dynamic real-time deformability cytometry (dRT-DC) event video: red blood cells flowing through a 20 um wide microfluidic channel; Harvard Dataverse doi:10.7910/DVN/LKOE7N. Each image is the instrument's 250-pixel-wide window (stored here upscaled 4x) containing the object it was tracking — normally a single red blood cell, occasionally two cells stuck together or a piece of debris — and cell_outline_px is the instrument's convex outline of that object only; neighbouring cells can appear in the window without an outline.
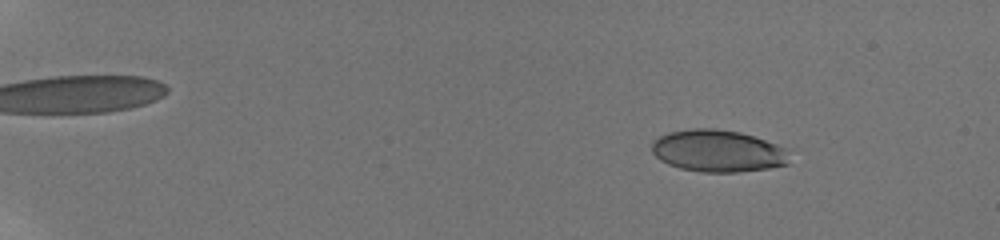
{"species": "human", "species_latin": "Homo sapiens", "temperature_condition": "room temperature", "stored_images_in_passage": 57, "camera_frame_rate_fps": 3000, "um_per_image_px": 0.085, "donor": {"sex": "male"}, "frame": {"image": 1, "passage_image": 9, "time_ms": 2.667, "image_size_px": [1000, 240], "cell_outline_px": [[792, 148], [788, 164], [768, 168], [736, 172], [704, 172], [680, 168], [668, 164], [660, 160], [652, 152], [652, 144], [660, 136], [668, 132], [692, 128], [716, 128], [740, 132]], "centroid_in_image_um": [61.09, 12.82], "position_along_channel_um": 23.9, "area_um2": 34.1}}
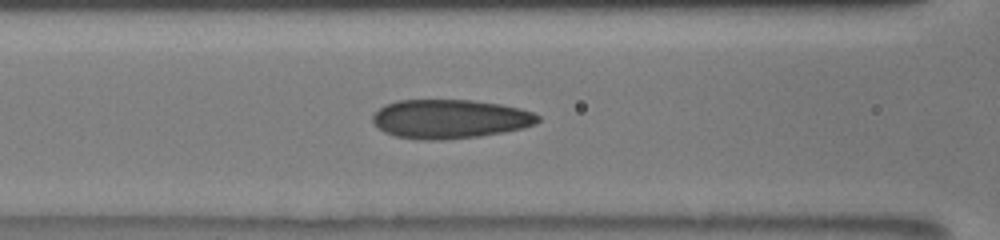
{"frame": {"image": 2, "passage_image": 29, "time_ms": 9.333, "image_size_px": [1000, 240], "cell_outline_px": [[540, 120], [536, 124], [524, 128], [504, 132], [480, 136], [444, 140], [424, 140], [396, 136], [384, 132], [372, 120], [372, 116], [384, 104], [396, 100], [472, 100], [500, 104], [520, 108], [532, 112], [540, 116]], "centroid_in_image_um": [38.27, 10.11], "position_along_channel_um": 128.3, "area_um2": 37.69}}
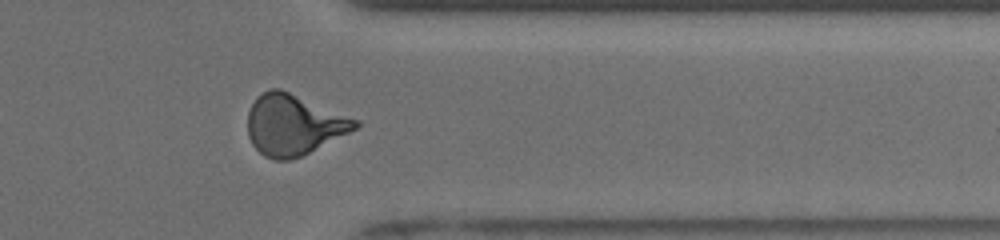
{"frame": {"image": 3, "passage_image": 49, "time_ms": 16.0, "image_size_px": [1000, 240], "cell_outline_px": [[360, 124], [356, 128], [300, 156], [288, 160], [276, 160], [264, 156], [252, 144], [248, 136], [248, 112], [256, 96], [268, 88], [280, 88], [360, 120]], "centroid_in_image_um": [24.92, 10.58], "position_along_channel_um": 386.5, "area_um2": 37.69}, "authors_computed_cell_mechanics": {"area_um2": 35.7204, "velocity_mm_per_s": 3.8971, "shape_relaxation_time_tau1_ms": 5.4388, "shape_relaxation_time_tau2_ms": 0.992, "deformation_change_tau1": 0.1844, "deformation_change_tau2": 0.0909}}